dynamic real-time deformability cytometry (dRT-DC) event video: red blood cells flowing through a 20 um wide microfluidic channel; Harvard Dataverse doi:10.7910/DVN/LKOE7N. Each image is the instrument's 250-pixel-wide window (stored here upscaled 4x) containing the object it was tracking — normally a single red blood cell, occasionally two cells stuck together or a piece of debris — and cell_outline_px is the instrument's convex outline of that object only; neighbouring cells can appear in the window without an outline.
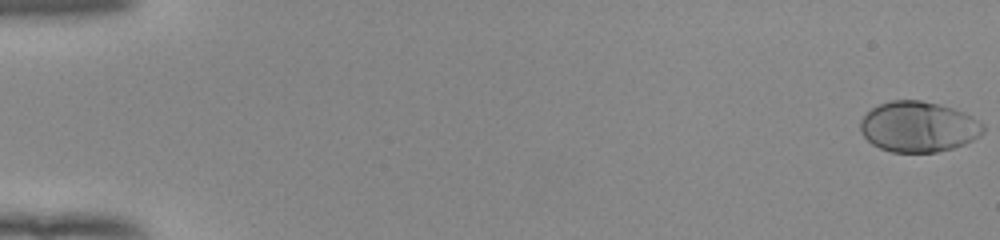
{"species": "human", "species_latin": "Homo sapiens", "temperature_condition": "room temperature", "stored_images_in_passage": 54, "camera_frame_rate_fps": 3000, "um_per_image_px": 0.085, "donor": {"sex": "female"}, "frame": {"image": 1, "passage_image": 1, "time_ms": 0.0, "image_size_px": [1000, 240], "cell_outline_px": [[984, 132], [980, 136], [964, 144], [952, 148], [936, 152], [892, 152], [880, 148], [872, 144], [864, 136], [860, 128], [860, 120], [872, 108], [880, 104], [892, 100], [920, 100], [940, 104], [964, 112], [972, 116], [984, 124]], "centroid_in_image_um": [78.08, 10.77], "position_along_channel_um": 6.9, "area_um2": 36.18}}
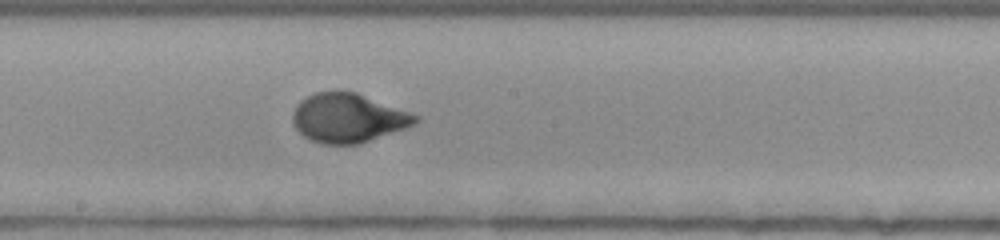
{"frame": {"image": 2, "passage_image": 31, "time_ms": 10.0, "image_size_px": [1000, 240], "cell_outline_px": [[420, 120], [416, 124], [360, 144], [324, 144], [312, 140], [304, 136], [292, 124], [292, 112], [296, 104], [300, 100], [316, 92], [336, 88], [356, 92], [420, 116]], "centroid_in_image_um": [29.56, 10.0], "position_along_channel_um": 218.6, "area_um2": 35.49}}
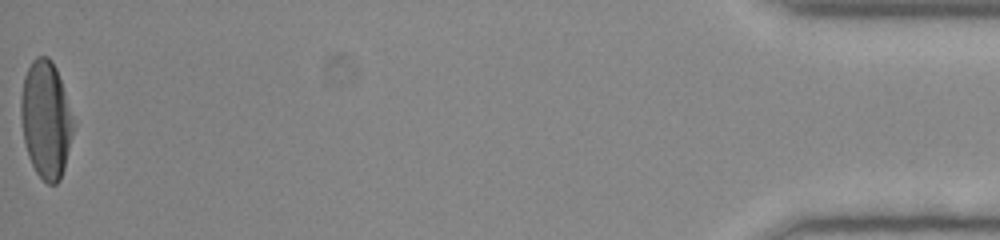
{"frame": {"image": 3, "passage_image": 54, "time_ms": 17.667, "image_size_px": [1000, 240], "cell_outline_px": [[76, 124], [64, 168], [60, 180], [56, 184], [48, 184], [36, 172], [28, 156], [24, 140], [20, 116], [20, 96], [24, 76], [32, 60], [36, 56], [48, 56], [52, 60], [56, 68]], "centroid_in_image_um": [3.91, 10.15], "position_along_channel_um": 431.3, "area_um2": 36.13}, "authors_computed_cell_mechanics": {"area_um2": 34.7667, "velocity_mm_per_s": 3.9393, "shape_relaxation_time_tau1_ms": 3.1008, "shape_relaxation_time_tau2_ms": null, "deformation_change_tau1": 0.2011, "deformation_change_tau2": null}}